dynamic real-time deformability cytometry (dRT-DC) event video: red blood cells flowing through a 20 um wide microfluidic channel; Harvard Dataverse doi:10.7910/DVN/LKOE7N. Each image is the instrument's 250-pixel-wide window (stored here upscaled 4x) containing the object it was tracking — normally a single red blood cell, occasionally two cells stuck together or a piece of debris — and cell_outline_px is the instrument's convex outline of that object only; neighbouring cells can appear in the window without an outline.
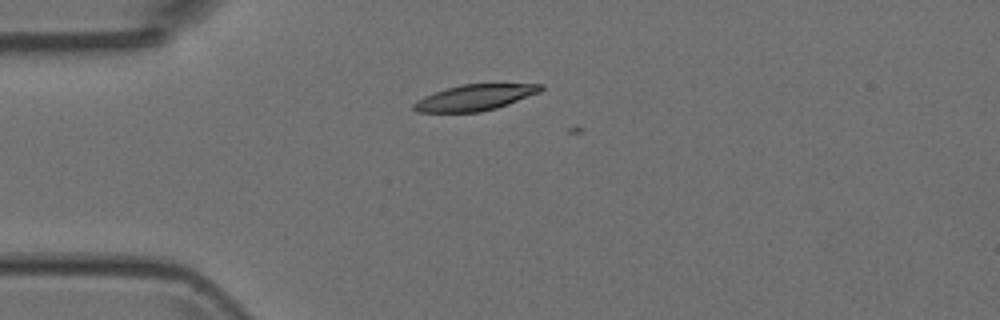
{"species": "Egyptian fruit bat (a non-hibernating species)", "species_latin": "Rousettus aegyptiacus", "temperature_condition": "room temperature", "stored_images_in_passage": 5, "camera_frame_rate_fps": 3000, "um_per_image_px": 0.085, "animal": {"sex": "female"}, "frame": {"image": 1, "passage_image": 3, "time_ms": 0.667, "image_size_px": [1000, 320], "cell_outline_px": [[544, 88], [540, 92], [508, 104], [496, 108], [480, 112], [416, 112], [412, 108], [412, 104], [416, 100], [424, 96], [460, 84], [544, 84]], "centroid_in_image_um": [40.35, 8.29], "position_along_channel_um": 44.7, "area_um2": 19.13}}